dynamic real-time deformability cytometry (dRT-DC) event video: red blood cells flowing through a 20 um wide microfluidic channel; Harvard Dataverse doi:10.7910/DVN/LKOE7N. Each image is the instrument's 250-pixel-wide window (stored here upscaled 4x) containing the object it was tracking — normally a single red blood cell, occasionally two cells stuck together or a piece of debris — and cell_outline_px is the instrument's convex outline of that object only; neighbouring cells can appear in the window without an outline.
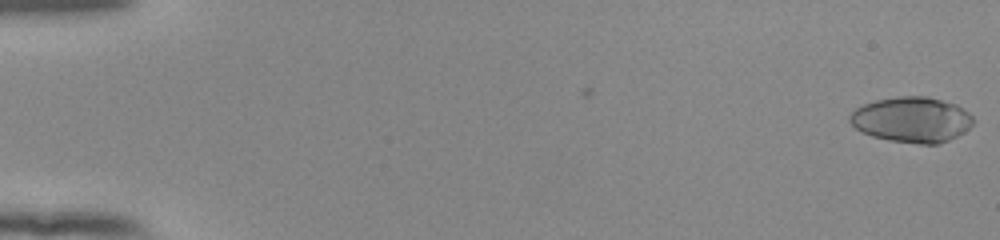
{"species": "human", "species_latin": "Homo sapiens", "temperature_condition": "room temperature", "stored_images_in_passage": 54, "camera_frame_rate_fps": 3000, "um_per_image_px": 0.085, "donor": {"sex": "female"}, "frame": {"image": 1, "passage_image": 1, "time_ms": 0.0, "image_size_px": [1000, 240], "cell_outline_px": [[976, 120], [964, 132], [940, 144], [920, 144], [888, 140], [872, 136], [856, 128], [848, 120], [848, 116], [856, 108], [864, 104], [876, 100], [900, 96], [928, 96], [956, 104], [968, 112]], "centroid_in_image_um": [77.51, 10.17], "position_along_channel_um": 7.5, "area_um2": 32.71}}
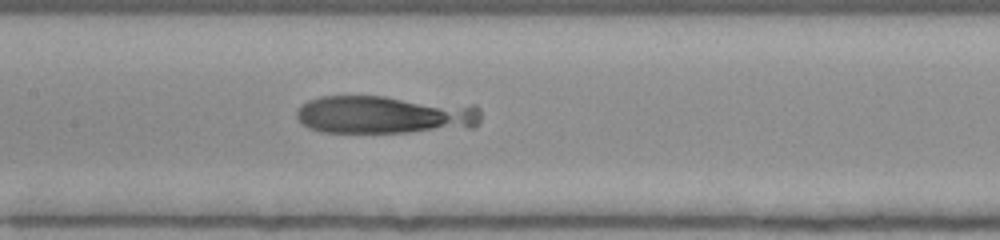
{"frame": {"image": 2, "passage_image": 28, "time_ms": 9.0, "image_size_px": [1000, 240], "cell_outline_px": [[480, 120], [472, 128], [408, 132], [320, 132], [308, 128], [296, 116], [296, 112], [300, 104], [308, 100], [320, 96], [384, 96], [476, 104], [480, 108]], "centroid_in_image_um": [32.75, 9.73], "position_along_channel_um": 174.7, "area_um2": 41.62}}
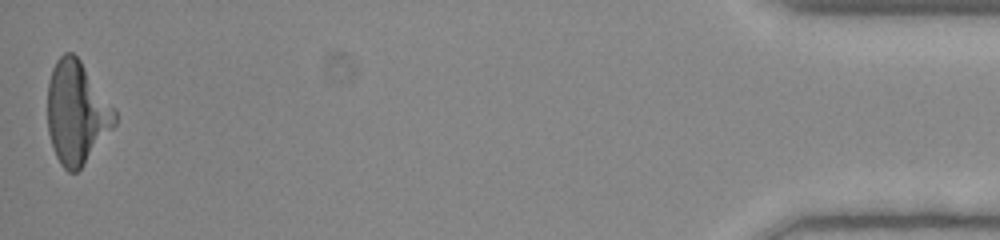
{"frame": {"image": 3, "passage_image": 54, "time_ms": 17.667, "image_size_px": [1000, 240], "cell_outline_px": [[116, 124], [84, 164], [76, 172], [68, 172], [60, 164], [52, 148], [48, 132], [48, 80], [52, 68], [56, 60], [64, 52], [72, 52], [80, 60], [116, 108]], "centroid_in_image_um": [6.52, 9.56], "position_along_channel_um": 428.7, "area_um2": 40.4}}